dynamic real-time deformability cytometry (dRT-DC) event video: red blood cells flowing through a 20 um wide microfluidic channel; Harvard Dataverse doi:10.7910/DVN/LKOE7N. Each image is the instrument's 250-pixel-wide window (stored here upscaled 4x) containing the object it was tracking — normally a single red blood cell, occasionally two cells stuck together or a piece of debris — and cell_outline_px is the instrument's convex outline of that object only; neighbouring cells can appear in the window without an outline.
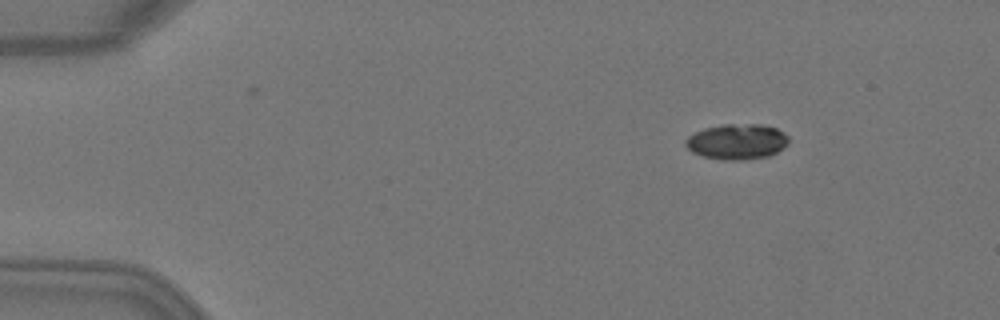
{"species": "Egyptian fruit bat (a non-hibernating species)", "species_latin": "Rousettus aegyptiacus", "temperature_condition": "warm", "stored_images_in_passage": 4, "camera_frame_rate_fps": 3000, "um_per_image_px": 0.085, "animal": {"sex": "female"}, "frame": {"image": 1, "passage_image": 2, "time_ms": 0.333, "image_size_px": [1000, 320], "cell_outline_px": [[788, 144], [776, 152], [768, 156], [740, 160], [724, 160], [704, 156], [692, 152], [684, 144], [684, 140], [688, 136], [704, 128], [724, 124], [760, 124], [776, 128], [784, 132], [788, 136]], "centroid_in_image_um": [62.63, 12.03], "position_along_channel_um": 22.4, "area_um2": 21.27}}